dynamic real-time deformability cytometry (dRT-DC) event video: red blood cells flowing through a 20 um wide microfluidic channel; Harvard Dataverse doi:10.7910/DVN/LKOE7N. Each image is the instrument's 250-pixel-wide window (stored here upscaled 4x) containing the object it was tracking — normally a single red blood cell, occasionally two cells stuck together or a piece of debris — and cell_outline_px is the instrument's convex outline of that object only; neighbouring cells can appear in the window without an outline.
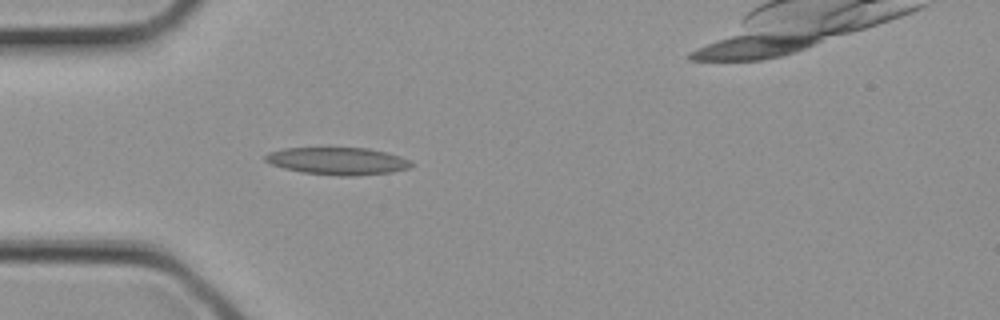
{"species": "common noctule bat (a hibernating species)", "species_latin": "Nyctalus noctula", "temperature_condition": "cold", "stored_images_in_passage": 2, "camera_frame_rate_fps": 3000, "um_per_image_px": 0.085, "animal": {"sex": "female", "body_mass_g": 21.9}, "frame": {"image": 1, "passage_image": 1, "time_ms": 0.0, "image_size_px": [1000, 320], "cell_outline_px": [[416, 164], [408, 168], [392, 172], [352, 176], [336, 176], [304, 172], [284, 168], [272, 164], [264, 160], [264, 156], [268, 152], [284, 148], [368, 148], [400, 156]], "centroid_in_image_um": [28.7, 13.69], "position_along_channel_um": 56.3, "area_um2": 23.18}}